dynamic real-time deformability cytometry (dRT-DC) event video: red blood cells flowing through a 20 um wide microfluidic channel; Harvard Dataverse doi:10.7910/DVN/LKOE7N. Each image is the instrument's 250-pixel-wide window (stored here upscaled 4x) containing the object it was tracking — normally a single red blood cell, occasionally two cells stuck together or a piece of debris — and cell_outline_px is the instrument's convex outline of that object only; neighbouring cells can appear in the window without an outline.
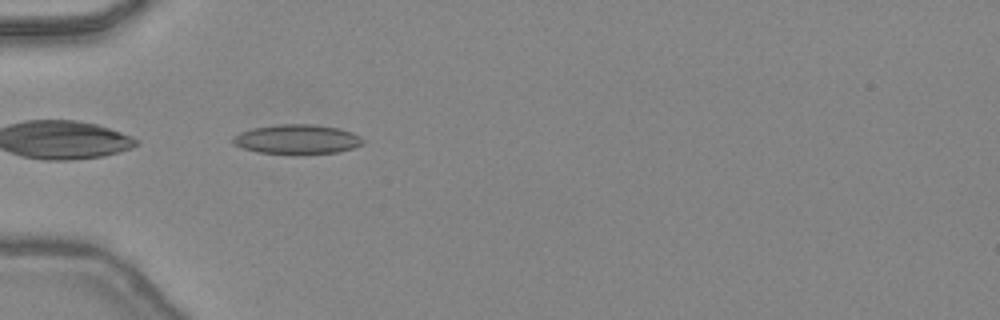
{"species": "common noctule bat (a hibernating species)", "species_latin": "Nyctalus noctula", "temperature_condition": "warm", "stored_images_in_passage": 32, "camera_frame_rate_fps": 3000, "um_per_image_px": 0.085, "animal": {"sex": "female", "body_mass_g": 24.6, "forearm_length_mm": 56.2}, "frame": {"image": 1, "passage_image": 1, "time_ms": 0.0, "image_size_px": [1000, 320], "cell_outline_px": [[364, 144], [352, 148], [336, 152], [260, 152], [244, 148], [232, 144], [232, 136], [240, 132], [252, 128], [280, 124], [312, 124], [336, 128], [352, 132], [360, 136], [364, 140]], "centroid_in_image_um": [25.23, 11.8], "position_along_channel_um": 59.8, "area_um2": 21.68}}
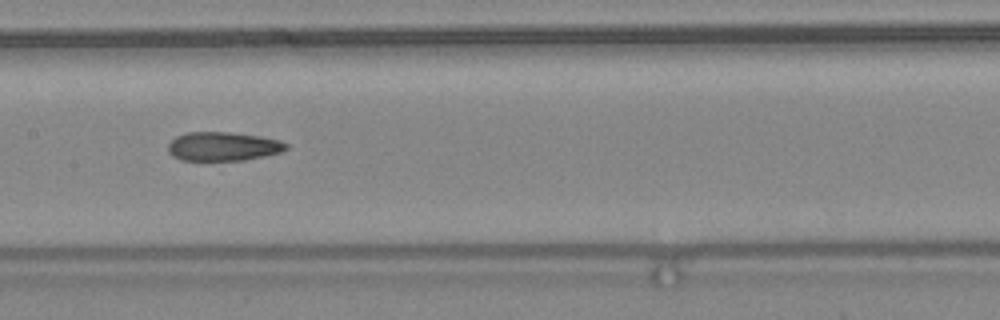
{"frame": {"image": 2, "passage_image": 10, "time_ms": 3.0, "image_size_px": [1000, 320], "cell_outline_px": [[288, 148], [280, 152], [264, 156], [244, 160], [180, 160], [172, 156], [168, 152], [168, 144], [176, 136], [188, 132], [228, 132], [256, 136], [280, 140], [288, 144]], "centroid_in_image_um": [18.93, 12.45], "position_along_channel_um": 188.5, "area_um2": 19.77}}
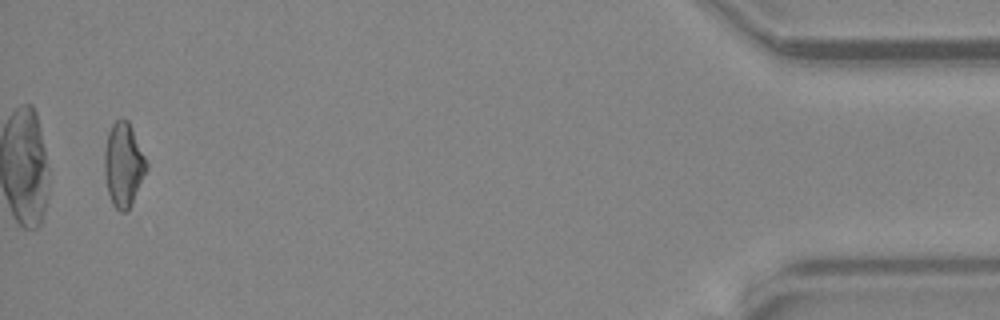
{"frame": {"image": 3, "passage_image": 31, "time_ms": 10.0, "image_size_px": [1000, 320], "cell_outline_px": [[148, 168], [132, 204], [128, 212], [120, 212], [112, 204], [108, 192], [104, 172], [104, 152], [108, 132], [112, 124], [120, 116], [128, 120], [132, 128], [148, 164]], "centroid_in_image_um": [10.49, 14.0], "position_along_channel_um": 424.7, "area_um2": 20.75}, "authors_computed_cell_mechanics": {"area_um2": 20.23, "velocity_mm_per_s": 4.4918, "shape_relaxation_time_tau1_ms": null, "shape_relaxation_time_tau2_ms": 4.8703, "deformation_change_tau1": null, "deformation_change_tau2": 0.1452}}